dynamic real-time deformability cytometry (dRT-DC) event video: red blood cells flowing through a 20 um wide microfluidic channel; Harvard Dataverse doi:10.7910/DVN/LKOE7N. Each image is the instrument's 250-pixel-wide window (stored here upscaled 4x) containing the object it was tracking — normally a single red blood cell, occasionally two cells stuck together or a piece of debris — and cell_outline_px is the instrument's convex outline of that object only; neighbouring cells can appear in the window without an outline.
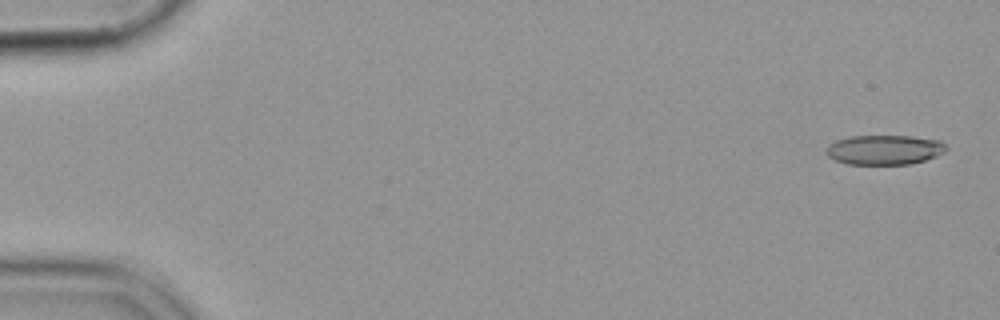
{"species": "common noctule bat (a hibernating species)", "species_latin": "Nyctalus noctula", "temperature_condition": "cold", "stored_images_in_passage": 17, "camera_frame_rate_fps": 3000, "um_per_image_px": 0.085, "animal": {"sex": "female", "body_mass_g": 19.9}, "frame": {"image": 1, "passage_image": 2, "time_ms": 0.333, "image_size_px": [1000, 320], "cell_outline_px": [[948, 148], [944, 152], [936, 156], [924, 160], [908, 164], [848, 164], [836, 160], [828, 156], [824, 152], [828, 144], [836, 140], [848, 136], [912, 136], [940, 140]], "centroid_in_image_um": [75.15, 12.72], "position_along_channel_um": 9.9, "area_um2": 20.81}}
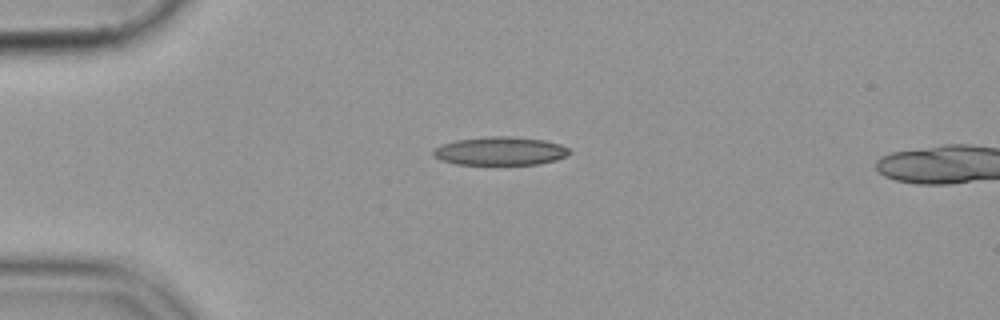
{"frame": {"image": 2, "passage_image": 14, "time_ms": 4.333, "image_size_px": [1000, 320], "cell_outline_px": [[572, 152], [556, 160], [540, 164], [456, 164], [440, 160], [432, 156], [432, 152], [440, 144], [456, 140], [484, 136], [508, 136], [544, 140], [560, 144], [568, 148]], "centroid_in_image_um": [42.49, 12.83], "position_along_channel_um": 42.5, "area_um2": 22.6}}